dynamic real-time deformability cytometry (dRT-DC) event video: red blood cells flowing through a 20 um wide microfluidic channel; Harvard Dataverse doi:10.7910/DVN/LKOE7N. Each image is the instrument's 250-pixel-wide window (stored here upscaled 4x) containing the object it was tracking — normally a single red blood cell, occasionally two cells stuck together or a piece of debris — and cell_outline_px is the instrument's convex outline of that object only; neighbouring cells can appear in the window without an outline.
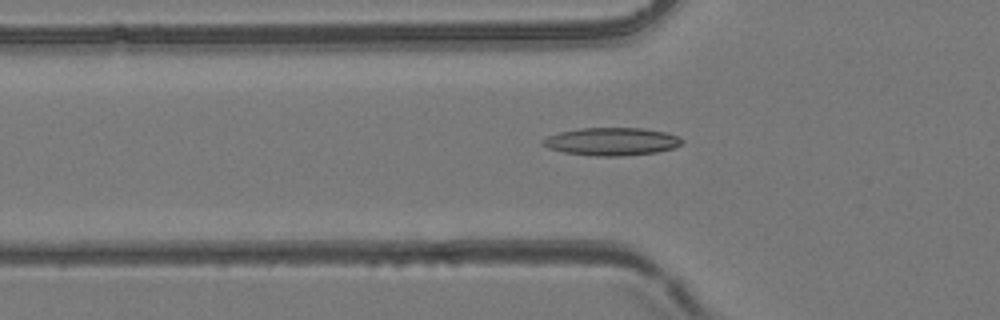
{"species": "common noctule bat (a hibernating species)", "species_latin": "Nyctalus noctula", "temperature_condition": "room temperature", "stored_images_in_passage": 54, "camera_frame_rate_fps": 3000, "um_per_image_px": 0.085, "animal": {"sex": "female", "body_mass_g": 24.6, "forearm_length_mm": 56.2}, "frame": {"image": 1, "passage_image": 19, "time_ms": 6.0, "image_size_px": [1000, 320], "cell_outline_px": [[680, 144], [672, 148], [656, 152], [624, 156], [596, 156], [564, 152], [548, 148], [540, 144], [540, 140], [548, 136], [560, 132], [580, 128], [640, 128], [664, 132], [676, 136], [680, 140]], "centroid_in_image_um": [51.9, 12.03], "position_along_channel_um": 73.9, "area_um2": 22.31}}
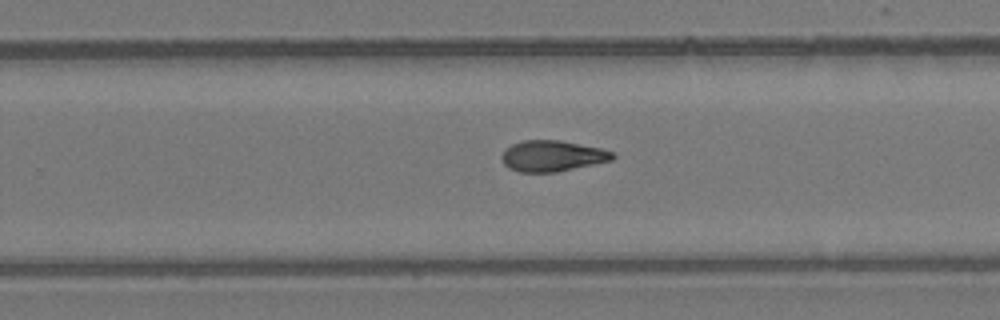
{"frame": {"image": 2, "passage_image": 35, "time_ms": 11.333, "image_size_px": [1000, 320], "cell_outline_px": [[616, 156], [612, 160], [556, 172], [520, 172], [508, 168], [504, 164], [500, 156], [504, 148], [512, 144], [524, 140], [560, 140], [600, 148], [612, 152]], "centroid_in_image_um": [46.9, 13.25], "position_along_channel_um": 282.9, "area_um2": 20.0}}
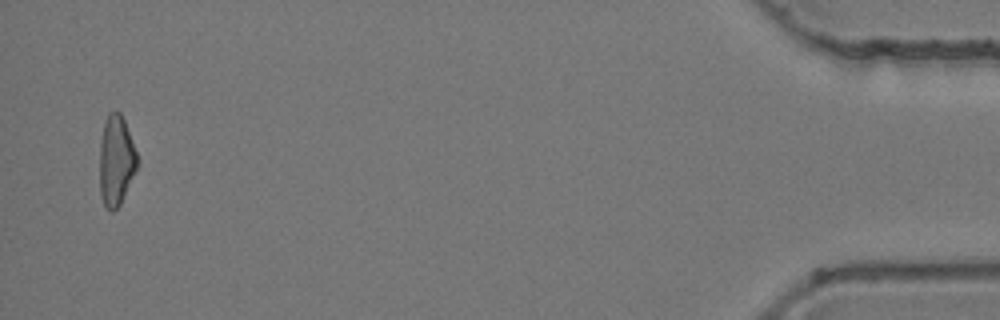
{"frame": {"image": 3, "passage_image": 53, "time_ms": 17.333, "image_size_px": [1000, 320], "cell_outline_px": [[140, 160], [120, 204], [112, 212], [108, 212], [104, 208], [100, 196], [100, 140], [104, 120], [108, 112], [120, 112], [124, 120]], "centroid_in_image_um": [9.85, 13.66], "position_along_channel_um": 425.3, "area_um2": 20.0}, "authors_computed_cell_mechanics": {"area_um2": 20.1433, "velocity_mm_per_s": 3.901, "shape_relaxation_time_tau1_ms": null, "shape_relaxation_time_tau2_ms": 3.6651, "deformation_change_tau1": null, "deformation_change_tau2": 0.1138}}